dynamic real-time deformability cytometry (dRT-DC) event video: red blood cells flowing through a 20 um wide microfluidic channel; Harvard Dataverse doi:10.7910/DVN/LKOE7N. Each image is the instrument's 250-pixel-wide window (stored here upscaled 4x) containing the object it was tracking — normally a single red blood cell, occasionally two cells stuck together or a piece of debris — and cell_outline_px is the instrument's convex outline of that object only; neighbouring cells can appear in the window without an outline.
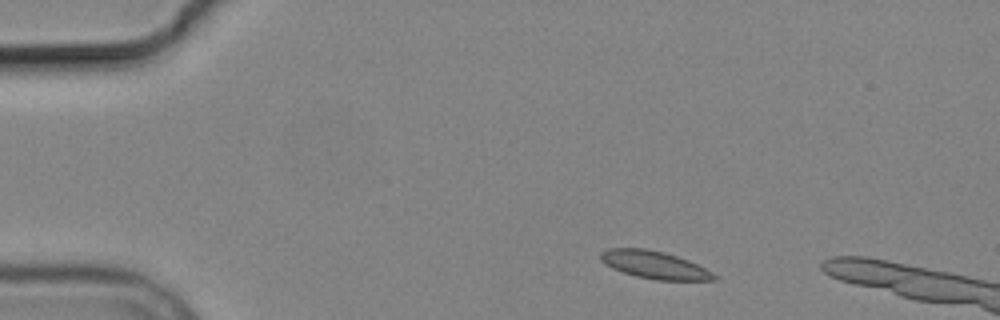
{"species": "common noctule bat (a hibernating species)", "species_latin": "Nyctalus noctula", "temperature_condition": "cold", "stored_images_in_passage": 5, "camera_frame_rate_fps": 3000, "um_per_image_px": 0.085, "animal": {"sex": "male", "body_mass_g": 19.2, "forearm_length_mm": 51.8}, "frame": {"image": 1, "passage_image": 2, "time_ms": 1.333, "image_size_px": [1000, 320], "cell_outline_px": [[716, 280], [656, 280], [636, 276], [612, 268], [604, 264], [600, 260], [600, 252], [608, 248], [644, 248], [664, 252], [688, 260], [712, 272], [716, 276]], "centroid_in_image_um": [55.58, 22.5], "position_along_channel_um": 29.4, "area_um2": 18.15}}